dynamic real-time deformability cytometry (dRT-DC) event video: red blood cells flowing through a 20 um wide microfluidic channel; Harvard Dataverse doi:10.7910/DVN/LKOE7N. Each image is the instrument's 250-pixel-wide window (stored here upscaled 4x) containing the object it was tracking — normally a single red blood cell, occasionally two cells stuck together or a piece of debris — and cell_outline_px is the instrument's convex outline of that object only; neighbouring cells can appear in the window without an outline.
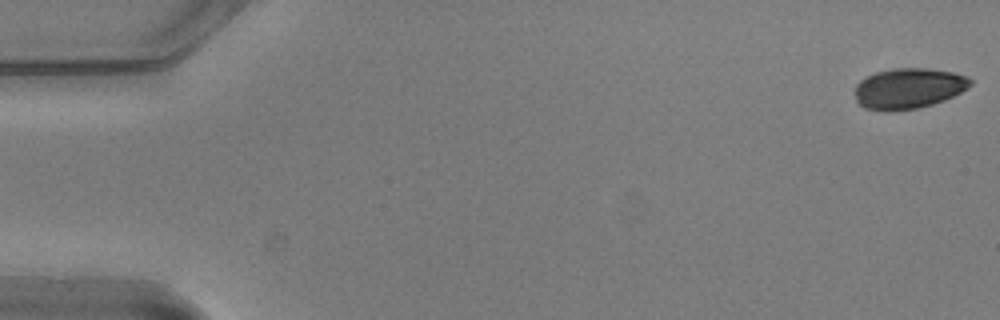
{"species": "common noctule bat (a hibernating species)", "species_latin": "Nyctalus noctula", "temperature_condition": "warm", "stored_images_in_passage": 50, "camera_frame_rate_fps": 3000, "um_per_image_px": 0.085, "animal": {"sex": "male", "body_mass_g": 20.5, "forearm_length_mm": 52.5}, "frame": {"image": 1, "passage_image": 1, "time_ms": 0.0, "image_size_px": [1000, 320], "cell_outline_px": [[972, 84], [968, 88], [944, 100], [932, 104], [916, 108], [888, 112], [884, 112], [864, 108], [856, 100], [856, 84], [860, 80], [876, 72], [892, 68], [928, 68], [952, 72], [968, 76], [972, 80]], "centroid_in_image_um": [77.22, 7.51], "position_along_channel_um": 7.8, "area_um2": 27.4}}
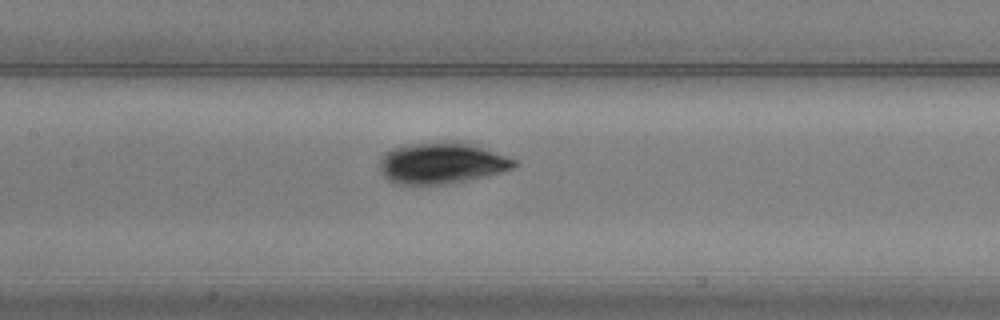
{"frame": {"image": 2, "passage_image": 26, "time_ms": 8.333, "image_size_px": [1000, 320], "cell_outline_px": [[520, 164], [512, 168], [500, 172], [464, 180], [444, 184], [396, 184], [388, 180], [380, 172], [380, 160], [392, 148], [408, 144], [464, 140], [476, 144], [516, 160]], "centroid_in_image_um": [37.56, 13.84], "position_along_channel_um": 169.8, "area_um2": 32.31}}
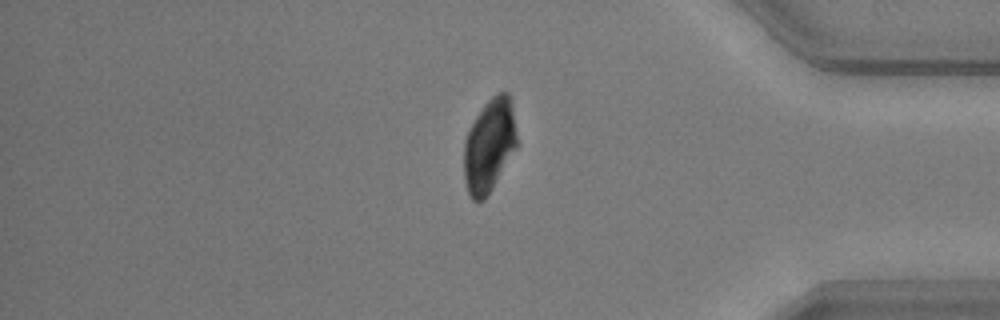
{"frame": {"image": 3, "passage_image": 46, "time_ms": 15.0, "image_size_px": [1000, 320], "cell_outline_px": [[520, 144], [492, 188], [484, 200], [472, 200], [468, 192], [464, 180], [464, 140], [476, 116], [484, 104], [496, 92], [508, 92], [512, 100]], "centroid_in_image_um": [41.64, 12.33], "position_along_channel_um": 393.6, "area_um2": 29.42}, "authors_computed_cell_mechanics": {"area_um2": 29.4491, "velocity_mm_per_s": 3.7274, "shape_relaxation_time_tau1_ms": 2.1507, "shape_relaxation_time_tau2_ms": 1.8182, "deformation_change_tau1": 0.129, "deformation_change_tau2": 0.0466}}